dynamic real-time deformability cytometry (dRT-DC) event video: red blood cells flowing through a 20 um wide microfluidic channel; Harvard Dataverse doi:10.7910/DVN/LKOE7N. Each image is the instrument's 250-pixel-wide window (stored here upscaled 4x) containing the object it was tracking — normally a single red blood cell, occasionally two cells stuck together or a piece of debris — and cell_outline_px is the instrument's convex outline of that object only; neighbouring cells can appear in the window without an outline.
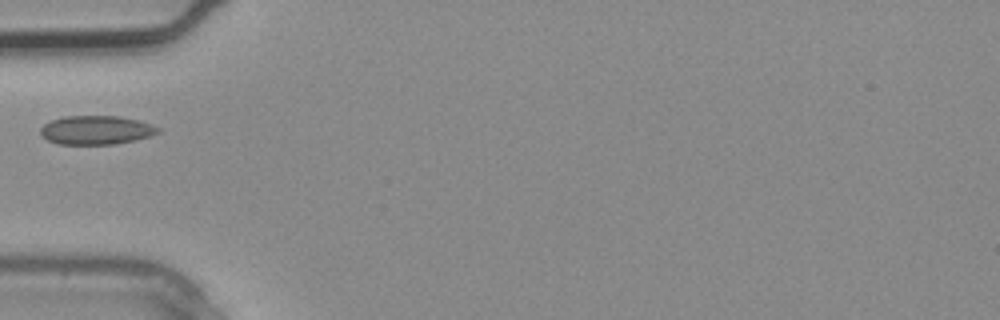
{"species": "common noctule bat (a hibernating species)", "species_latin": "Nyctalus noctula", "temperature_condition": "warm", "stored_images_in_passage": 2, "camera_frame_rate_fps": 3000, "um_per_image_px": 0.085, "animal": {"sex": "male", "body_mass_g": 20.4}, "frame": {"image": 1, "passage_image": 2, "time_ms": 0.333, "image_size_px": [1000, 320], "cell_outline_px": [[164, 128], [160, 132], [136, 140], [112, 144], [56, 144], [48, 140], [40, 132], [40, 128], [44, 124], [52, 120], [64, 116], [120, 116], [152, 124]], "centroid_in_image_um": [8.21, 11.05], "position_along_channel_um": 76.8, "area_um2": 19.77}}